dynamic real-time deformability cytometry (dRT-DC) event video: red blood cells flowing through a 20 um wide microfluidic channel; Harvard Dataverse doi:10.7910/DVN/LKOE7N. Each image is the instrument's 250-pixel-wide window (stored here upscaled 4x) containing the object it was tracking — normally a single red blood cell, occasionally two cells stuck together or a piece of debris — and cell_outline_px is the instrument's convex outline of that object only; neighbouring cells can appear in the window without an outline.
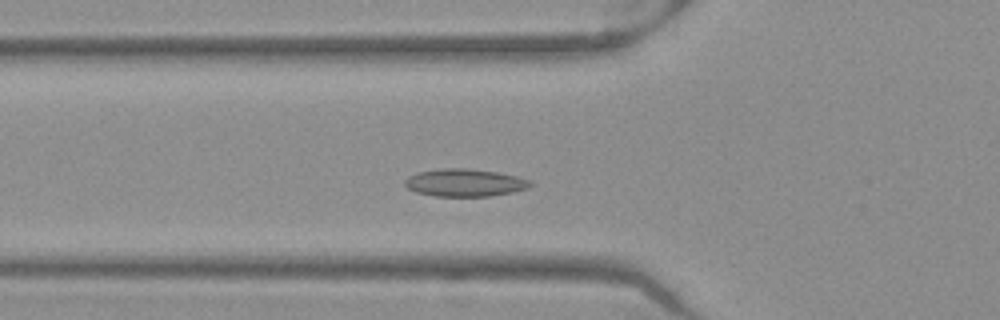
{"species": "Egyptian fruit bat (a non-hibernating species)", "species_latin": "Rousettus aegyptiacus", "temperature_condition": "warm", "stored_images_in_passage": 38, "camera_frame_rate_fps": 3000, "um_per_image_px": 0.085, "frame": {"image": 1, "passage_image": 5, "time_ms": 1.333, "image_size_px": [1000, 320], "cell_outline_px": [[532, 184], [528, 188], [512, 192], [488, 196], [436, 196], [416, 192], [408, 188], [404, 184], [404, 180], [408, 176], [416, 172], [440, 168], [468, 168], [496, 172], [516, 176], [532, 180]], "centroid_in_image_um": [39.48, 15.52], "position_along_channel_um": 86.3, "area_um2": 20.23}}
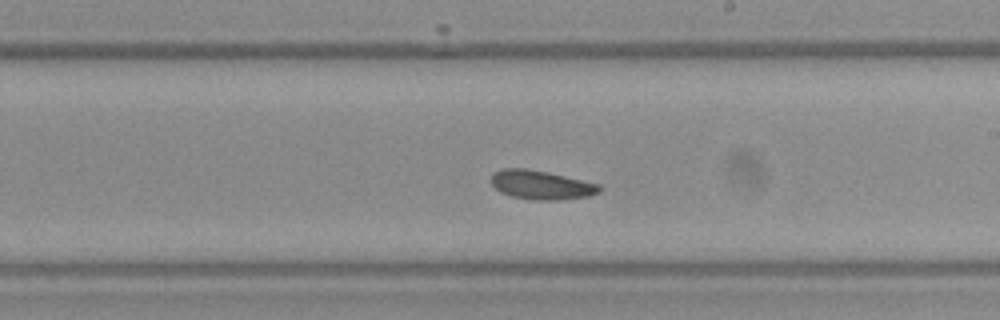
{"frame": {"image": 2, "passage_image": 17, "time_ms": 5.333, "image_size_px": [1000, 320], "cell_outline_px": [[604, 188], [600, 192], [588, 196], [560, 200], [532, 200], [512, 196], [500, 192], [492, 184], [492, 172], [500, 168], [524, 168], [548, 172], [600, 184]], "centroid_in_image_um": [46.02, 15.71], "position_along_channel_um": 243.0, "area_um2": 18.44}}
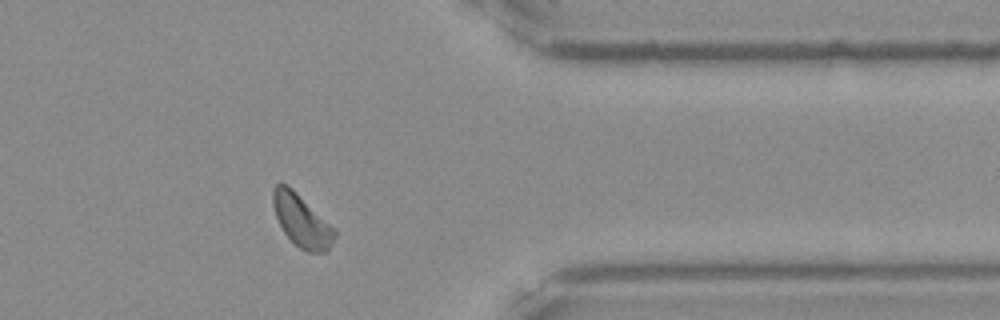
{"frame": {"image": 3, "passage_image": 29, "time_ms": 9.333, "image_size_px": [1000, 320], "cell_outline_px": [[336, 236], [328, 252], [308, 252], [300, 248], [284, 232], [276, 216], [272, 204], [272, 188], [276, 184], [284, 184], [292, 188], [336, 232]], "centroid_in_image_um": [25.61, 18.77], "position_along_channel_um": 385.8, "area_um2": 18.21}, "authors_computed_cell_mechanics": {"area_um2": 18.3226, "velocity_mm_per_s": 3.908, "shape_relaxation_time_tau1_ms": null, "shape_relaxation_time_tau2_ms": 2.9582, "deformation_change_tau1": null, "deformation_change_tau2": 0.0668}}